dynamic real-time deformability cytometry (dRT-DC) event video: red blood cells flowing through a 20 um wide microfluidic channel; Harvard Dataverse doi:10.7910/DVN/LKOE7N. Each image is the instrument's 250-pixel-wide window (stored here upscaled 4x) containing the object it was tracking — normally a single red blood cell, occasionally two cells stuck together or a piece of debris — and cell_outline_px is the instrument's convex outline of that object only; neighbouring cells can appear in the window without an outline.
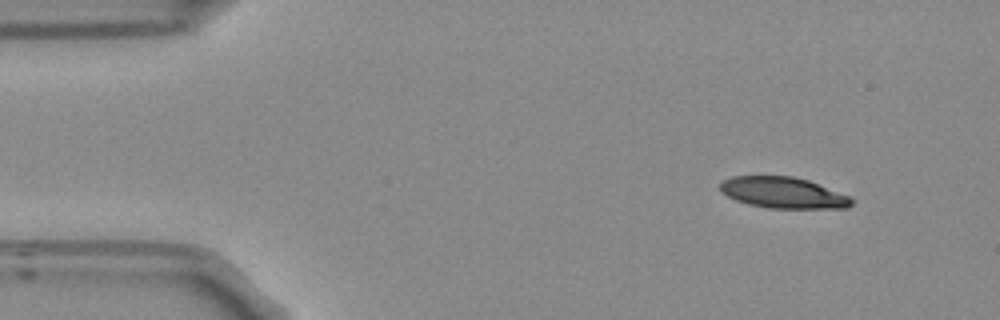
{"species": "Egyptian fruit bat (a non-hibernating species)", "species_latin": "Rousettus aegyptiacus", "temperature_condition": "room temperature", "stored_images_in_passage": 49, "camera_frame_rate_fps": 3000, "um_per_image_px": 0.085, "frame": {"image": 1, "passage_image": 1, "time_ms": 0.0, "image_size_px": [1000, 320], "cell_outline_px": [[852, 204], [848, 208], [768, 208], [748, 204], [736, 200], [720, 192], [720, 184], [724, 180], [732, 176], [792, 176], [808, 180], [848, 196], [852, 200]], "centroid_in_image_um": [66.53, 16.38], "position_along_channel_um": 18.5, "area_um2": 23.64}}
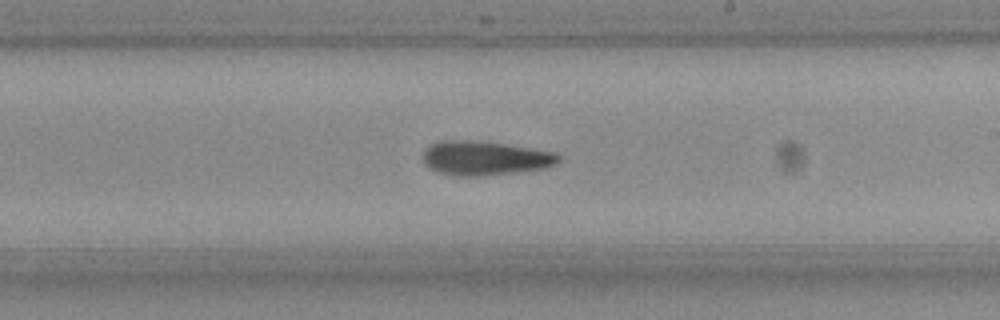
{"frame": {"image": 2, "passage_image": 26, "time_ms": 8.333, "image_size_px": [1000, 320], "cell_outline_px": [[560, 160], [556, 164], [544, 168], [516, 172], [480, 176], [456, 176], [436, 172], [424, 160], [424, 148], [428, 144], [440, 140], [472, 140], [504, 144], [556, 152], [560, 156]], "centroid_in_image_um": [41.21, 13.43], "position_along_channel_um": 247.8, "area_um2": 26.99}}
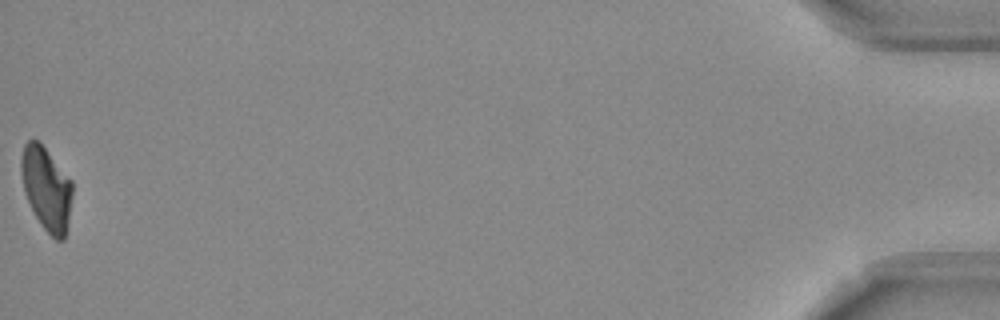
{"frame": {"image": 3, "passage_image": 49, "time_ms": 16.0, "image_size_px": [1000, 320], "cell_outline_px": [[72, 196], [68, 220], [64, 240], [56, 240], [44, 228], [36, 216], [24, 192], [20, 172], [20, 160], [24, 144], [28, 140], [40, 140], [72, 180]], "centroid_in_image_um": [3.94, 15.96], "position_along_channel_um": 431.3, "area_um2": 24.97}, "authors_computed_cell_mechanics": {"area_um2": 26.1834, "velocity_mm_per_s": 3.7581, "shape_relaxation_time_tau1_ms": 11.1539, "shape_relaxation_time_tau2_ms": null, "deformation_change_tau1": 0.2472, "deformation_change_tau2": null}}